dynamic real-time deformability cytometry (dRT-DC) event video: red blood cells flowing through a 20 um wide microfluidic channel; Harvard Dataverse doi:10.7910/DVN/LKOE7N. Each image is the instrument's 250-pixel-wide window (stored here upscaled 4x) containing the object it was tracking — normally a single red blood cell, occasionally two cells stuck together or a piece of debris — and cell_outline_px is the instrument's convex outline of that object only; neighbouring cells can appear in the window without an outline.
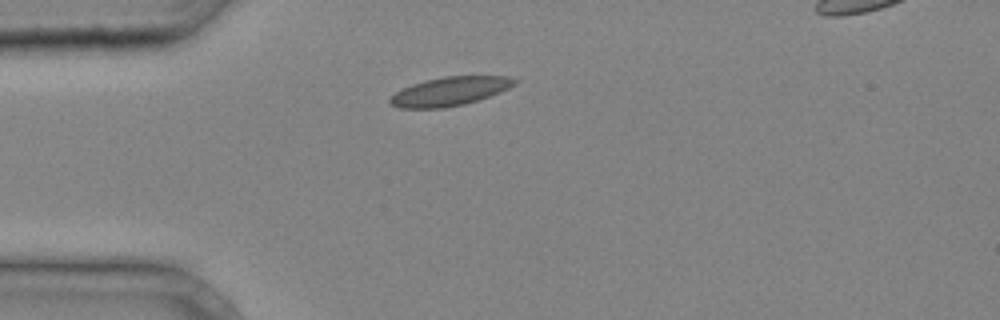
{"species": "common noctule bat (a hibernating species)", "species_latin": "Nyctalus noctula", "temperature_condition": "cold", "stored_images_in_passage": 25, "camera_frame_rate_fps": 3000, "um_per_image_px": 0.085, "animal": {"sex": "male", "body_mass_g": 20.4}, "frame": {"image": 1, "passage_image": 1, "time_ms": 0.0, "image_size_px": [1000, 320], "cell_outline_px": [[520, 80], [516, 84], [500, 92], [464, 104], [444, 108], [400, 108], [392, 104], [388, 100], [396, 92], [412, 84], [424, 80], [444, 76], [508, 76]], "centroid_in_image_um": [38.26, 7.75], "position_along_channel_um": 46.7, "area_um2": 20.75}}
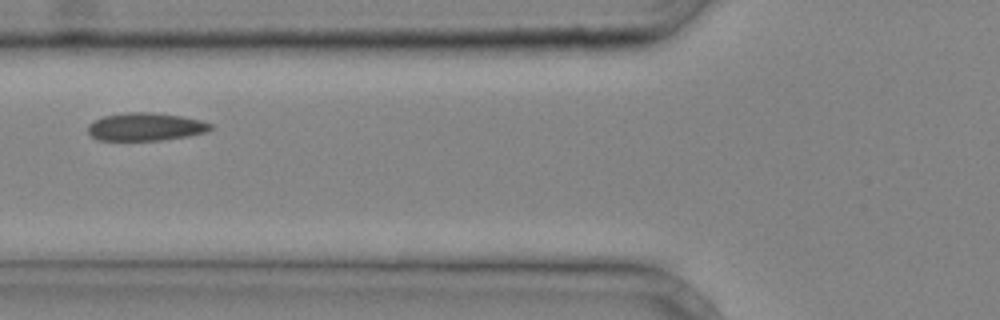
{"frame": {"image": 2, "passage_image": 6, "time_ms": 1.667, "image_size_px": [1000, 320], "cell_outline_px": [[212, 128], [208, 132], [188, 136], [160, 140], [96, 140], [88, 132], [88, 124], [104, 116], [128, 112], [152, 112], [180, 116], [200, 120], [212, 124]], "centroid_in_image_um": [12.38, 10.78], "position_along_channel_um": 113.4, "area_um2": 19.88}}
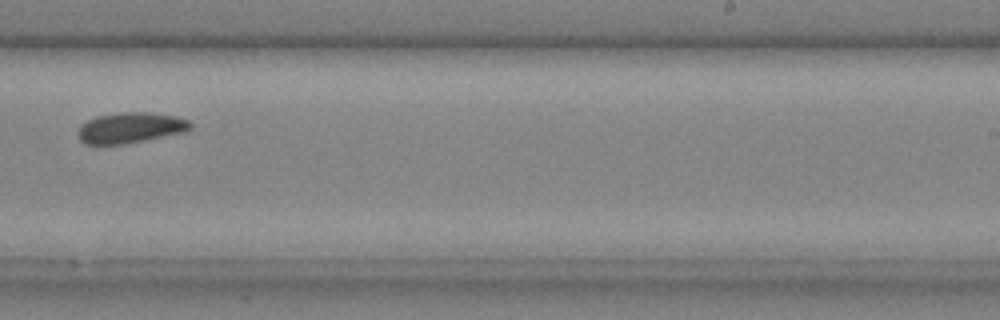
{"frame": {"image": 3, "passage_image": 16, "time_ms": 5.0, "image_size_px": [1000, 320], "cell_outline_px": [[192, 128], [184, 132], [124, 144], [84, 144], [80, 140], [76, 132], [80, 124], [96, 116], [120, 112], [148, 112], [176, 116], [188, 120], [192, 124]], "centroid_in_image_um": [11.05, 10.85], "position_along_channel_um": 277.9, "area_um2": 20.17}}